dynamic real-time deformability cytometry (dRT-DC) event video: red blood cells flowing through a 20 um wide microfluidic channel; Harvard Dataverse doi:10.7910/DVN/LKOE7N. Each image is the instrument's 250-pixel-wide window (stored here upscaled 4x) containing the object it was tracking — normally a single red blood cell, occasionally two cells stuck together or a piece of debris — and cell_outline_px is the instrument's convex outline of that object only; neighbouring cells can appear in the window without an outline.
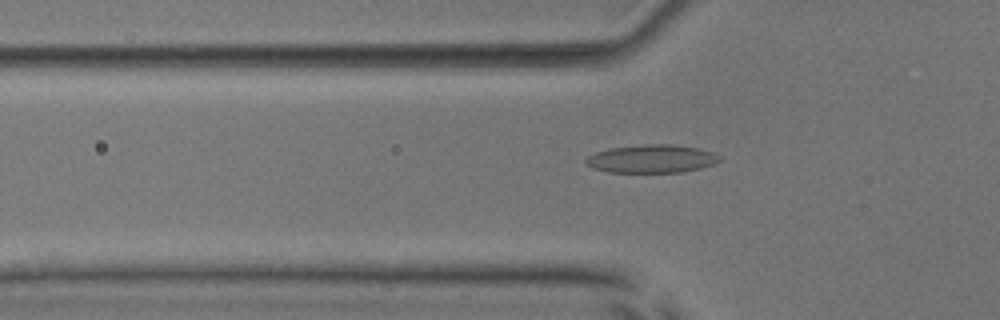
{"species": "common noctule bat (a hibernating species)", "species_latin": "Nyctalus noctula", "temperature_condition": "room temperature", "stored_images_in_passage": 52, "camera_frame_rate_fps": 3000, "um_per_image_px": 0.085, "animal": {"sex": "male", "body_mass_g": 17.9, "forearm_length_mm": 54.2}, "frame": {"image": 1, "passage_image": 18, "time_ms": 5.667, "image_size_px": [1000, 320], "cell_outline_px": [[720, 160], [712, 164], [700, 168], [680, 172], [608, 172], [592, 168], [584, 164], [584, 160], [588, 156], [596, 152], [608, 148], [644, 144], [668, 144], [700, 148], [712, 152], [720, 156]], "centroid_in_image_um": [55.34, 13.49], "position_along_channel_um": 70.5, "area_um2": 21.96}}
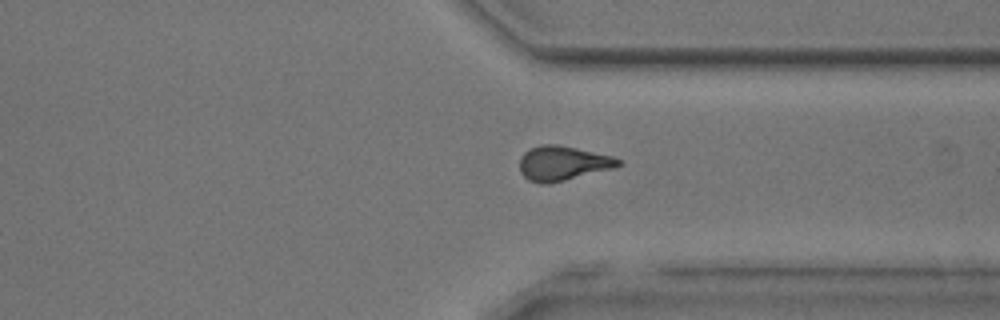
{"frame": {"image": 2, "passage_image": 40, "time_ms": 13.0, "image_size_px": [1000, 320], "cell_outline_px": [[624, 164], [616, 168], [548, 184], [540, 184], [528, 180], [520, 172], [520, 156], [524, 152], [540, 144], [556, 144], [576, 148], [612, 156], [624, 160]], "centroid_in_image_um": [47.87, 13.88], "position_along_channel_um": 363.5, "area_um2": 20.11}}
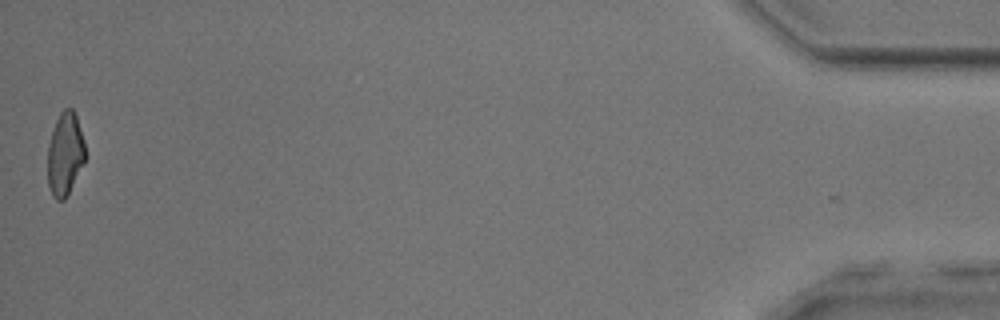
{"frame": {"image": 3, "passage_image": 52, "time_ms": 17.0, "image_size_px": [1000, 320], "cell_outline_px": [[84, 160], [64, 200], [56, 200], [52, 196], [48, 184], [48, 144], [56, 120], [60, 112], [64, 108], [72, 108], [76, 116], [84, 140]], "centroid_in_image_um": [5.5, 13.06], "position_along_channel_um": 429.7, "area_um2": 17.74}, "authors_computed_cell_mechanics": {"area_um2": 19.9699, "velocity_mm_per_s": 4.0005, "shape_relaxation_time_tau1_ms": null, "shape_relaxation_time_tau2_ms": 2.1544, "deformation_change_tau1": null, "deformation_change_tau2": 0.0976}}